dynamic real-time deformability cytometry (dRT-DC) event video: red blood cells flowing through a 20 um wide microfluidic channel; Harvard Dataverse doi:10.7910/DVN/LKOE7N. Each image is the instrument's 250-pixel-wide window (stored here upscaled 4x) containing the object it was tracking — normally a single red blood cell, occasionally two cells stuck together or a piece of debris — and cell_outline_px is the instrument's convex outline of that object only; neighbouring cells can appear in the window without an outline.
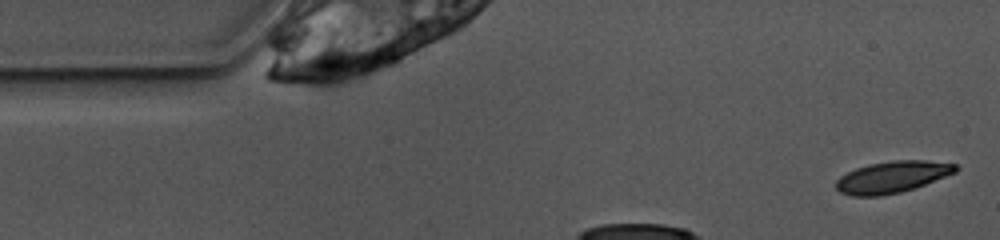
{"species": "common noctule bat (a hibernating species)", "species_latin": "Nyctalus noctula", "temperature_condition": "warm", "stored_images_in_passage": 6, "camera_frame_rate_fps": 3000, "um_per_image_px": 0.085, "animal": {"sex": "female", "body_mass_g": 10.0, "forearm_length_mm": 53.1}, "frame": {"image": 1, "passage_image": 1, "time_ms": 0.0, "image_size_px": [1000, 240], "cell_outline_px": [[960, 168], [956, 172], [924, 184], [900, 192], [880, 196], [852, 196], [840, 192], [836, 188], [836, 180], [840, 176], [856, 168], [868, 164], [892, 160], [924, 160], [956, 164]], "centroid_in_image_um": [75.82, 15.04], "position_along_channel_um": 9.2, "area_um2": 21.91}}